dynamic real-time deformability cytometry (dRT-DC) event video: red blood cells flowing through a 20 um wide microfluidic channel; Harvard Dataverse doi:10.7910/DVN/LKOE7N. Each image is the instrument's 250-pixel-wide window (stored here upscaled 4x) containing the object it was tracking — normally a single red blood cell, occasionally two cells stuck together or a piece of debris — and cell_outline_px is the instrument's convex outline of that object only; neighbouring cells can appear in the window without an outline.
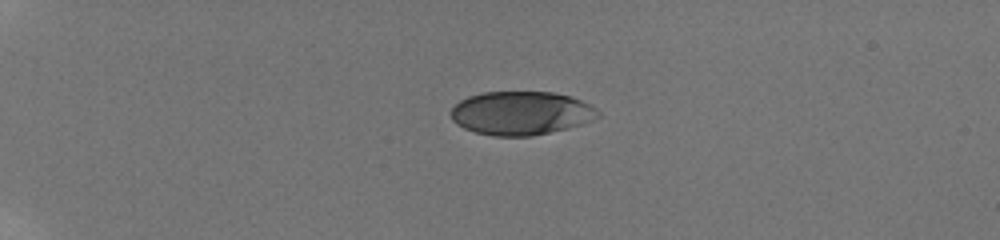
{"species": "human", "species_latin": "Homo sapiens", "temperature_condition": "room temperature", "stored_images_in_passage": 7, "camera_frame_rate_fps": 3000, "um_per_image_px": 0.085, "donor": {"sex": "male"}, "frame": {"image": 1, "passage_image": 1, "time_ms": 0.0, "image_size_px": [1000, 240], "cell_outline_px": [[600, 116], [592, 120], [568, 128], [532, 136], [492, 136], [476, 132], [464, 128], [456, 124], [452, 120], [448, 112], [460, 100], [468, 96], [484, 92], [552, 92], [572, 96], [596, 108], [600, 112]], "centroid_in_image_um": [44.27, 9.61], "position_along_channel_um": 40.7, "area_um2": 37.51}}
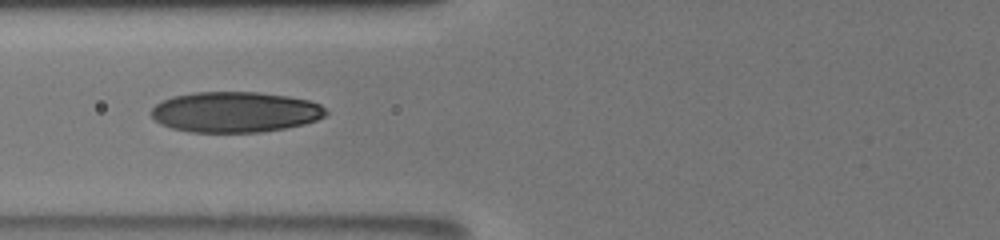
{"frame": {"image": 2, "passage_image": 6, "time_ms": 3.667, "image_size_px": [1000, 240], "cell_outline_px": [[328, 112], [324, 116], [316, 120], [304, 124], [284, 128], [260, 132], [188, 132], [172, 128], [160, 124], [152, 116], [152, 108], [160, 100], [172, 96], [192, 92], [256, 92], [288, 96], [308, 100], [320, 104]], "centroid_in_image_um": [19.96, 9.52], "position_along_channel_um": 105.8, "area_um2": 41.38}}